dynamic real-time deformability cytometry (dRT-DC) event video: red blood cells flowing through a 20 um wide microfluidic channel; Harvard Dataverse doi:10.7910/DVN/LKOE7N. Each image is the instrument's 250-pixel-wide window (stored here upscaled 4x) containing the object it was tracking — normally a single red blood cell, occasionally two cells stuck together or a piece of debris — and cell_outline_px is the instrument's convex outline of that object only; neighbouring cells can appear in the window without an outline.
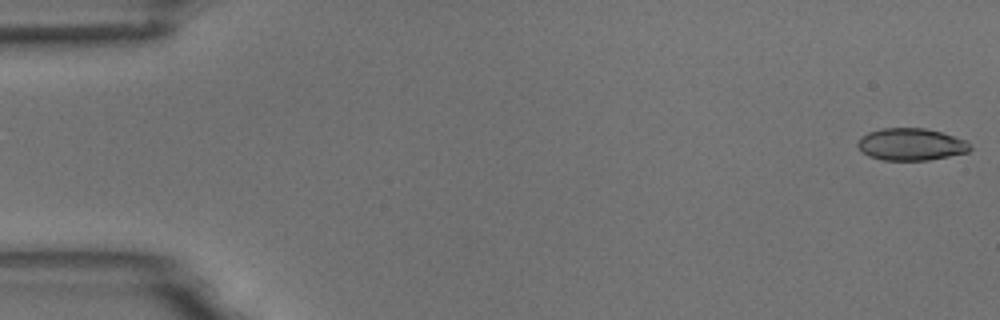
{"species": "common noctule bat (a hibernating species)", "species_latin": "Nyctalus noctula", "temperature_condition": "room temperature", "stored_images_in_passage": 6, "camera_frame_rate_fps": 3000, "um_per_image_px": 0.085, "animal": {"sex": "male", "body_mass_g": 18.8}, "frame": {"image": 1, "passage_image": 1, "time_ms": 0.0, "image_size_px": [1000, 320], "cell_outline_px": [[972, 148], [968, 152], [928, 160], [884, 160], [868, 156], [856, 144], [860, 136], [868, 132], [880, 128], [924, 128], [940, 132], [964, 140]], "centroid_in_image_um": [77.39, 12.27], "position_along_channel_um": 7.6, "area_um2": 20.87}}